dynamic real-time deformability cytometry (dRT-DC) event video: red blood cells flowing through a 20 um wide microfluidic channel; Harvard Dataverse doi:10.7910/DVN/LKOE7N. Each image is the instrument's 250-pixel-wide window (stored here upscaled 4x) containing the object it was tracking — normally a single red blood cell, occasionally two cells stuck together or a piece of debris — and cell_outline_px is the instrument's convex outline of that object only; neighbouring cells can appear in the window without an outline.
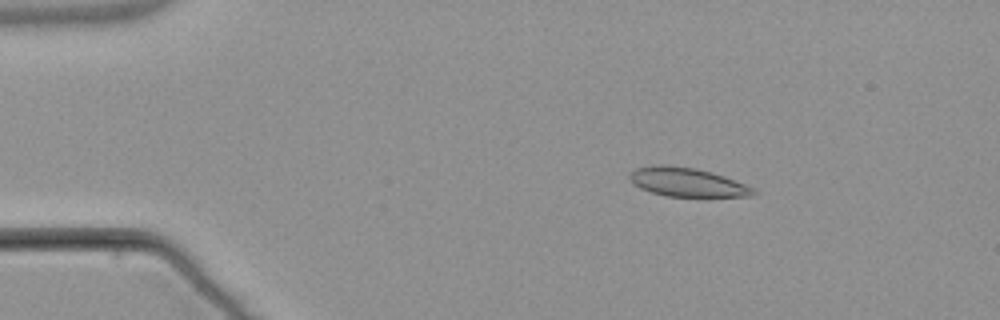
{"species": "common noctule bat (a hibernating species)", "species_latin": "Nyctalus noctula", "temperature_condition": "warm", "stored_images_in_passage": 54, "camera_frame_rate_fps": 3000, "um_per_image_px": 0.085, "animal": {"sex": "male", "body_mass_g": 21.5, "forearm_length_mm": 52.0}, "frame": {"image": 1, "passage_image": 9, "time_ms": 2.667, "image_size_px": [1000, 320], "cell_outline_px": [[760, 192], [752, 196], [664, 196], [640, 188], [632, 184], [628, 176], [636, 168], [656, 164], [664, 164], [696, 168], [712, 172], [724, 176], [744, 184]], "centroid_in_image_um": [58.38, 15.48], "position_along_channel_um": 26.6, "area_um2": 20.81}}
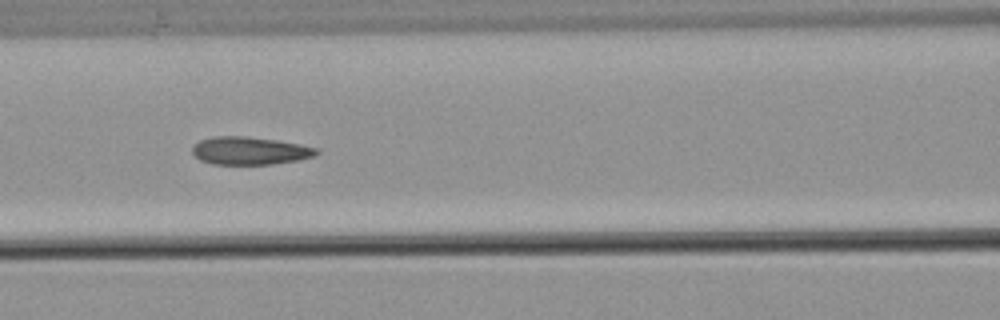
{"frame": {"image": 2, "passage_image": 24, "time_ms": 7.667, "image_size_px": [1000, 320], "cell_outline_px": [[320, 152], [312, 156], [300, 160], [272, 164], [212, 164], [200, 160], [192, 152], [192, 144], [200, 140], [216, 136], [248, 136], [276, 140], [300, 144], [320, 148]], "centroid_in_image_um": [21.24, 12.81], "position_along_channel_um": 145.4, "area_um2": 20.29}}
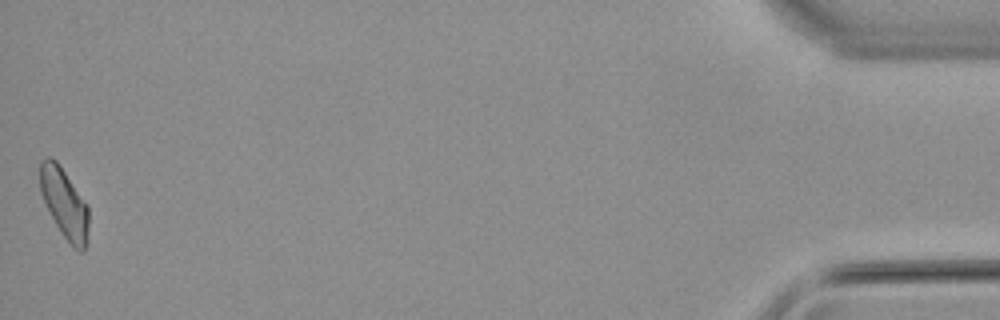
{"frame": {"image": 3, "passage_image": 54, "time_ms": 17.667, "image_size_px": [1000, 320], "cell_outline_px": [[88, 240], [84, 252], [80, 252], [72, 248], [56, 224], [40, 192], [40, 160], [48, 156], [52, 156], [56, 160], [88, 204]], "centroid_in_image_um": [5.49, 17.29], "position_along_channel_um": 429.7, "area_um2": 19.88}, "authors_computed_cell_mechanics": {"area_um2": 20.519, "velocity_mm_per_s": 3.8123, "shape_relaxation_time_tau1_ms": null, "shape_relaxation_time_tau2_ms": 2.5584, "deformation_change_tau1": null, "deformation_change_tau2": 0.0736}}